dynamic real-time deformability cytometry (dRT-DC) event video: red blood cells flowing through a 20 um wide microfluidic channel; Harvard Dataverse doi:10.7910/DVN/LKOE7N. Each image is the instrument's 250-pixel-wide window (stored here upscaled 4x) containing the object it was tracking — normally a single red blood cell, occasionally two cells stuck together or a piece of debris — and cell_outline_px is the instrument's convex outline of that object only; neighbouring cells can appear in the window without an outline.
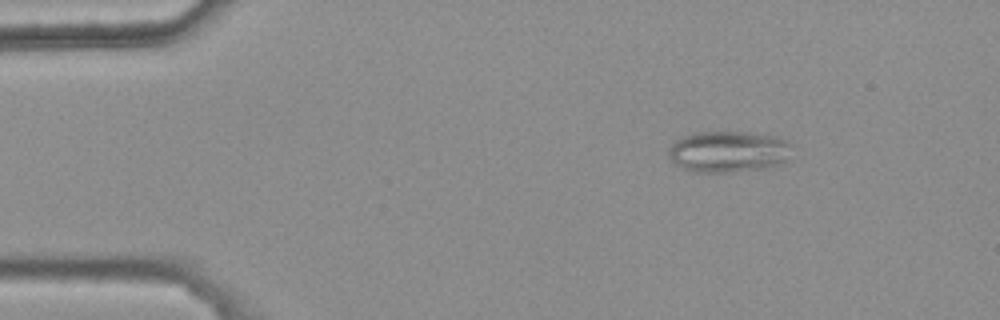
{"species": "common noctule bat (a hibernating species)", "species_latin": "Nyctalus noctula", "temperature_condition": "warm", "stored_images_in_passage": 12, "camera_frame_rate_fps": 3000, "um_per_image_px": 0.085, "animal": {"sex": "female", "body_mass_g": 25.1}, "frame": {"image": 1, "passage_image": 4, "time_ms": 1.0, "image_size_px": [1000, 320], "cell_outline_px": [[792, 144], [788, 160], [784, 164], [764, 168], [732, 172], [692, 172], [680, 168], [672, 160], [668, 152], [672, 144], [680, 136], [692, 132], [748, 132], [776, 136], [788, 140]], "centroid_in_image_um": [61.94, 12.89], "position_along_channel_um": 23.1, "area_um2": 30.23}}